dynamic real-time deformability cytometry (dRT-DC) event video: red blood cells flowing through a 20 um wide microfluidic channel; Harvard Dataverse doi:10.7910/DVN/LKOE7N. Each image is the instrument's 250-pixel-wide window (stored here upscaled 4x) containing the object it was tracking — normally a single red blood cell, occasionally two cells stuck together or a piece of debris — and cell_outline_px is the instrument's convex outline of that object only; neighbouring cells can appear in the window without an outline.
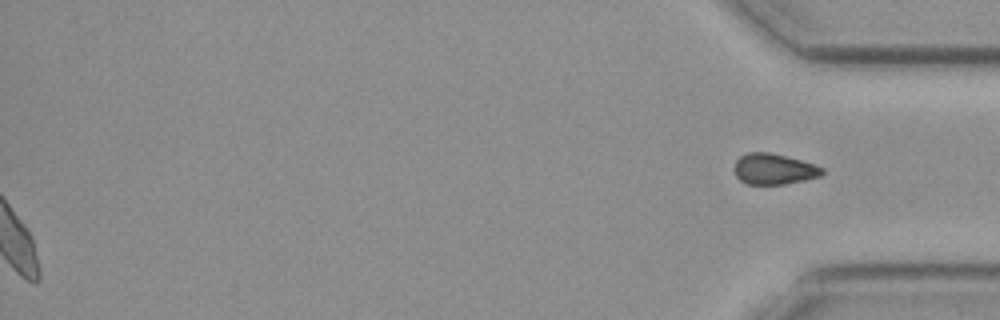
{"species": "common noctule bat (a hibernating species)", "species_latin": "Nyctalus noctula", "temperature_condition": "cold", "stored_images_in_passage": 45, "segment_of_instrument_passage": [2, 2], "camera_frame_rate_fps": 3000, "um_per_image_px": 0.085, "animal": {"sex": "female", "body_mass_g": 19.3, "forearm_length_mm": 54.1}, "frame": {"image": 1, "passage_image": 45, "time_ms": 14.667, "image_size_px": [1000, 320], "cell_outline_px": [[824, 172], [820, 176], [804, 180], [784, 184], [744, 184], [736, 176], [736, 160], [740, 156], [748, 152], [768, 152], [800, 160], [824, 168]], "centroid_in_image_um": [65.77, 14.37], "position_along_channel_um": 369.4, "area_um2": 15.55}}